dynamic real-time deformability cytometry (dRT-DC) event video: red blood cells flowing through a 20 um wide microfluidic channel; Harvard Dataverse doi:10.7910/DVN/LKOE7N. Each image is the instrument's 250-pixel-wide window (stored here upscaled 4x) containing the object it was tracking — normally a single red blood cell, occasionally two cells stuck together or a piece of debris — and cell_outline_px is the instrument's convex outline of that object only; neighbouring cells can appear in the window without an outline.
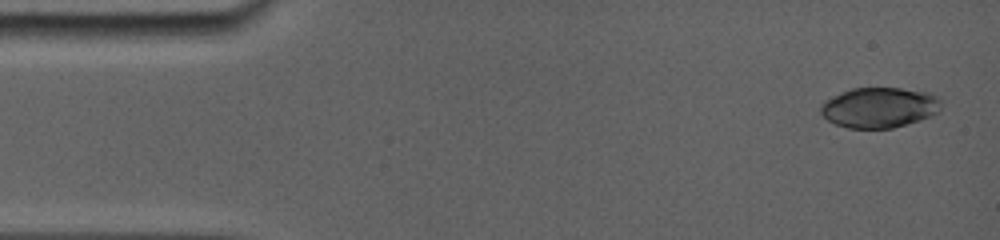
{"species": "common noctule bat (a hibernating species)", "species_latin": "Nyctalus noctula", "temperature_condition": "room temperature", "stored_images_in_passage": 14, "camera_frame_rate_fps": 5000, "um_per_image_px": 0.085, "animal": {"sex": "female", "body_mass_g": 19.0, "forearm_length_mm": 56.7}, "frame": {"image": 1, "passage_image": 1, "time_ms": 0.0, "image_size_px": [1000, 240], "cell_outline_px": [[940, 108], [936, 112], [916, 120], [892, 128], [848, 128], [836, 124], [828, 120], [820, 112], [820, 104], [840, 92], [852, 88], [900, 88], [932, 92], [940, 100]], "centroid_in_image_um": [74.7, 9.12], "position_along_channel_um": 10.3, "area_um2": 27.98}}
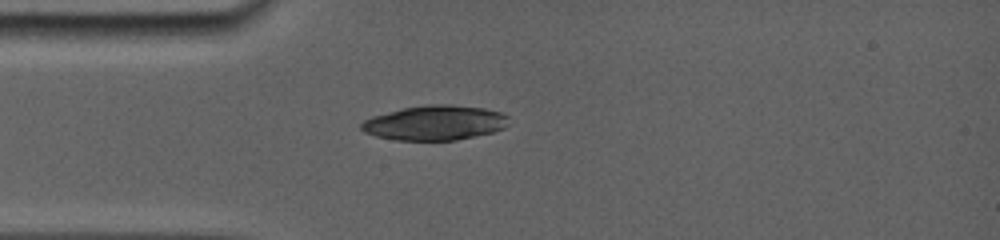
{"frame": {"image": 2, "passage_image": 12, "time_ms": 3.6, "image_size_px": [1000, 240], "cell_outline_px": [[508, 116], [500, 128], [492, 132], [452, 140], [400, 140], [380, 136], [368, 132], [360, 128], [360, 124], [364, 120], [372, 116], [404, 108], [428, 104], [452, 104], [484, 108], [500, 112]], "centroid_in_image_um": [36.93, 10.42], "position_along_channel_um": 48.1, "area_um2": 29.07}}